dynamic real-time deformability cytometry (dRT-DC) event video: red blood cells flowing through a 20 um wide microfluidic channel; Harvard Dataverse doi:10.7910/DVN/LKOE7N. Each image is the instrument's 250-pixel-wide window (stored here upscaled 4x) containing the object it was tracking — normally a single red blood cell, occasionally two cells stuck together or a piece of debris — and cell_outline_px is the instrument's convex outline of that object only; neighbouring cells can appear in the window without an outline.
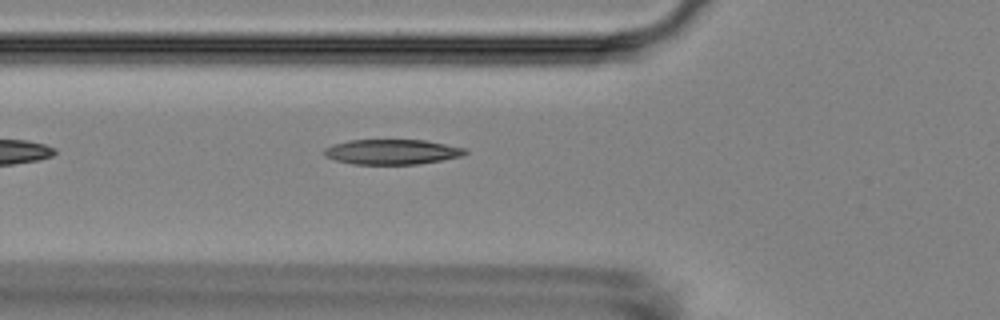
{"species": "Egyptian fruit bat (a non-hibernating species)", "species_latin": "Rousettus aegyptiacus", "temperature_condition": "room temperature", "stored_images_in_passage": 6, "camera_frame_rate_fps": 3000, "um_per_image_px": 0.085, "animal": {"sex": "female"}, "frame": {"image": 1, "passage_image": 6, "time_ms": 6.0, "image_size_px": [1000, 320], "cell_outline_px": [[468, 152], [460, 156], [440, 160], [416, 164], [352, 164], [336, 160], [324, 156], [324, 148], [332, 144], [348, 140], [424, 140], [468, 148]], "centroid_in_image_um": [33.3, 12.9], "position_along_channel_um": 92.5, "area_um2": 20.58}}